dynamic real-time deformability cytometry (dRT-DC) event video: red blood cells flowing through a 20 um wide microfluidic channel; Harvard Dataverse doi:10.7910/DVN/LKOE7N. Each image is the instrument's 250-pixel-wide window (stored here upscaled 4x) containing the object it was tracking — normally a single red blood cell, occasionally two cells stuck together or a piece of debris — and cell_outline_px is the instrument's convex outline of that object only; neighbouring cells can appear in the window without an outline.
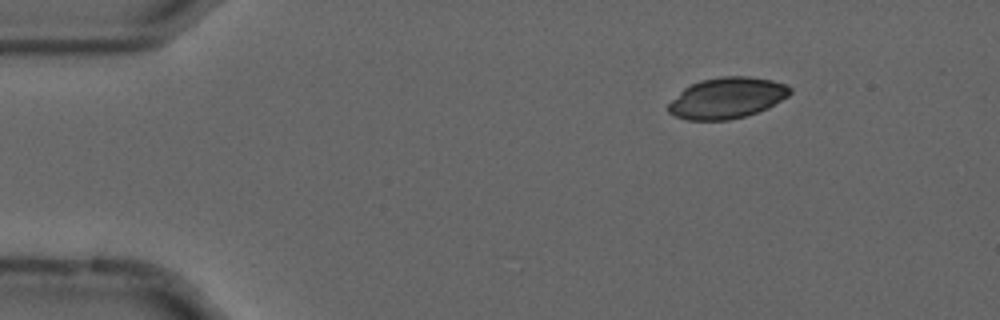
{"species": "common noctule bat (a hibernating species)", "species_latin": "Nyctalus noctula", "temperature_condition": "cold", "stored_images_in_passage": 48, "camera_frame_rate_fps": 3000, "um_per_image_px": 0.085, "animal": {"sex": "male", "forearm_length_mm": 52.5}, "frame": {"image": 1, "passage_image": 1, "time_ms": 0.0, "image_size_px": [1000, 320], "cell_outline_px": [[792, 92], [788, 96], [768, 108], [744, 116], [728, 120], [688, 120], [676, 116], [668, 112], [668, 104], [684, 88], [700, 80], [720, 76], [748, 76], [772, 80], [784, 84], [792, 88]], "centroid_in_image_um": [61.8, 8.32], "position_along_channel_um": 23.2, "area_um2": 28.96}}
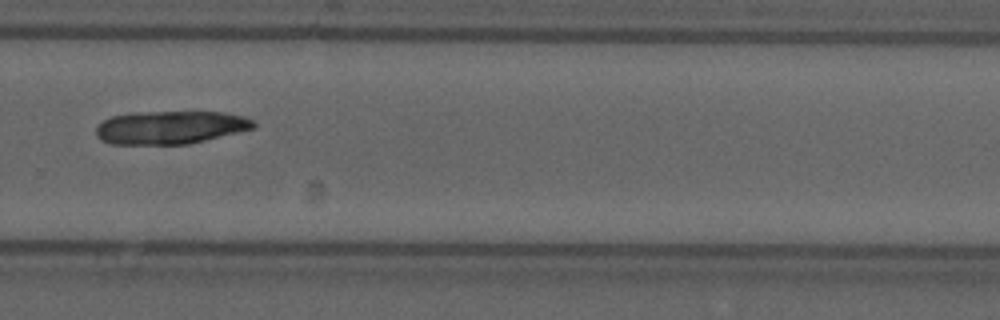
{"frame": {"image": 2, "passage_image": 31, "time_ms": 10.0, "image_size_px": [1000, 320], "cell_outline_px": [[256, 124], [252, 128], [188, 144], [108, 144], [100, 140], [96, 136], [96, 128], [104, 120], [112, 116], [132, 112], [224, 112], [244, 116], [252, 120]], "centroid_in_image_um": [14.42, 10.82], "position_along_channel_um": 315.4, "area_um2": 30.23}}